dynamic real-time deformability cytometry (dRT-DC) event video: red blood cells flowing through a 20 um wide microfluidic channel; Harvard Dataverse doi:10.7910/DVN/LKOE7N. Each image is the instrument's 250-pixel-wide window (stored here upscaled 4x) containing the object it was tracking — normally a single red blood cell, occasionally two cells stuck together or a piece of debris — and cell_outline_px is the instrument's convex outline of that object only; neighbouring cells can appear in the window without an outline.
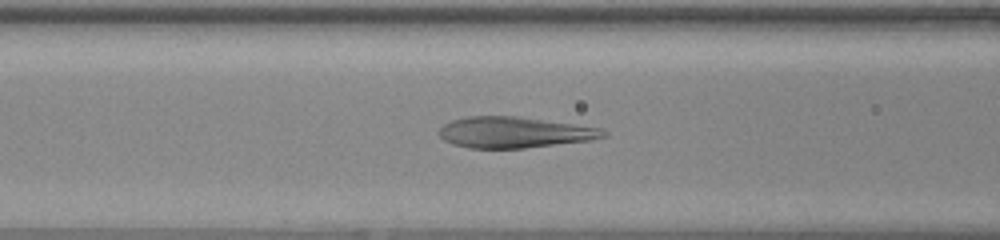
{"species": "human", "species_latin": "Homo sapiens", "temperature_condition": "warm", "stored_images_in_passage": 34, "camera_frame_rate_fps": 3000, "um_per_image_px": 0.085, "donor": {"sex": "female"}, "frame": {"image": 1, "passage_image": 5, "time_ms": 1.333, "image_size_px": [1000, 240], "cell_outline_px": [[608, 136], [592, 140], [524, 148], [468, 148], [452, 144], [444, 140], [440, 136], [440, 128], [444, 124], [452, 120], [468, 116], [520, 116], [604, 128], [608, 132]], "centroid_in_image_um": [43.78, 11.24], "position_along_channel_um": 122.8, "area_um2": 29.94}}
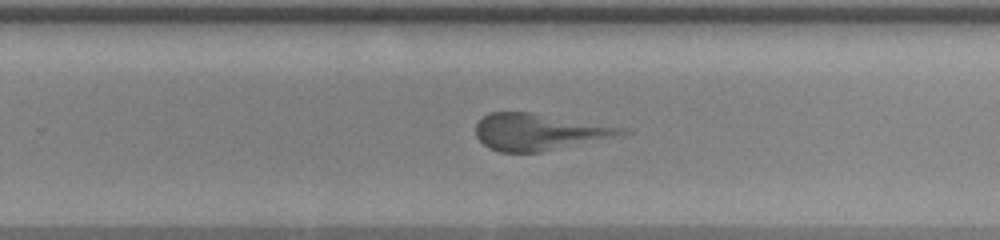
{"frame": {"image": 2, "passage_image": 17, "time_ms": 5.333, "image_size_px": [1000, 240], "cell_outline_px": [[632, 132], [620, 136], [540, 152], [500, 152], [488, 148], [476, 136], [476, 124], [488, 112], [528, 112], [624, 128]], "centroid_in_image_um": [45.79, 11.22], "position_along_channel_um": 284.0, "area_um2": 30.75}}
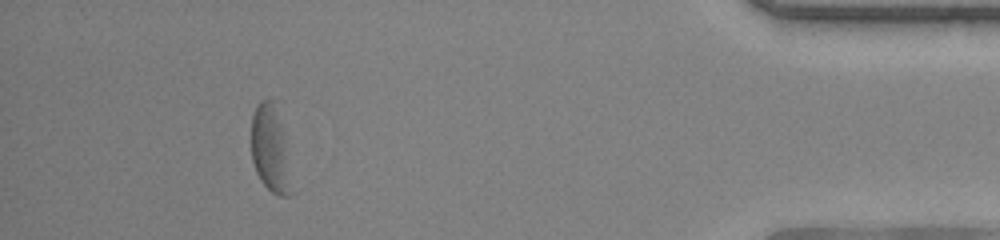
{"frame": {"image": 3, "passage_image": 30, "time_ms": 9.667, "image_size_px": [1000, 240], "cell_outline_px": [[296, 192], [292, 196], [280, 196], [272, 192], [260, 180], [256, 172], [252, 160], [252, 116], [256, 104], [260, 100], [276, 100]], "centroid_in_image_um": [23.04, 12.72], "position_along_channel_um": 412.2, "area_um2": 21.04}}